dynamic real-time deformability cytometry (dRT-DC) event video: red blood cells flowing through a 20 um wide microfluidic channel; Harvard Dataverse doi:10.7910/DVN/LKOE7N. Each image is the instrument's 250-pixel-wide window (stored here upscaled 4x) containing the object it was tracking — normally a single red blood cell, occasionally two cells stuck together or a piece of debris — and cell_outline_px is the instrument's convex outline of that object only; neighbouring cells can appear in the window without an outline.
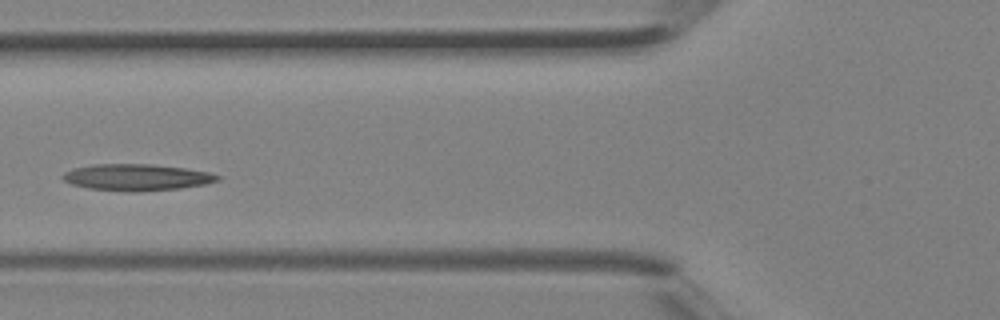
{"species": "Egyptian fruit bat (a non-hibernating species)", "species_latin": "Rousettus aegyptiacus", "temperature_condition": "room temperature", "stored_images_in_passage": 3, "camera_frame_rate_fps": 3000, "um_per_image_px": 0.085, "animal": {"sex": "female"}, "frame": {"image": 1, "passage_image": 3, "time_ms": 0.667, "image_size_px": [1000, 320], "cell_outline_px": [[220, 180], [204, 184], [180, 188], [136, 192], [132, 192], [88, 188], [72, 184], [64, 180], [60, 176], [64, 172], [72, 168], [92, 164], [152, 164], [184, 168], [208, 172], [220, 176]], "centroid_in_image_um": [11.58, 15.06], "position_along_channel_um": 114.2, "area_um2": 23.93}}